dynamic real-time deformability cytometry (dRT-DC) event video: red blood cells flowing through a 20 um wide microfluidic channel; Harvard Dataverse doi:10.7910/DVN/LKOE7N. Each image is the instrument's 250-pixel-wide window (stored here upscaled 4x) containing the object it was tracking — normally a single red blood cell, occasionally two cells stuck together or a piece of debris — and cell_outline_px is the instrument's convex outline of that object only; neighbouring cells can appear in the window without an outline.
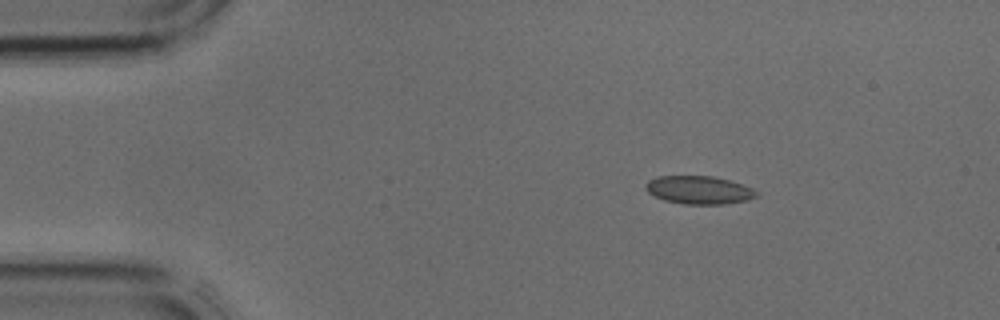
{"species": "common noctule bat (a hibernating species)", "species_latin": "Nyctalus noctula", "temperature_condition": "cold", "stored_images_in_passage": 4, "segment_of_instrument_passage": [2, 2], "camera_frame_rate_fps": 3000, "um_per_image_px": 0.085, "animal": {"sex": "male", "body_mass_g": 17.9, "forearm_length_mm": 54.2}, "frame": {"image": 1, "passage_image": 4, "time_ms": 1.0, "image_size_px": [1000, 320], "cell_outline_px": [[760, 192], [756, 196], [748, 200], [724, 204], [684, 204], [664, 200], [648, 192], [644, 188], [644, 184], [648, 180], [656, 176], [712, 176], [744, 184]], "centroid_in_image_um": [59.41, 16.14], "position_along_channel_um": 25.6, "area_um2": 18.26}}